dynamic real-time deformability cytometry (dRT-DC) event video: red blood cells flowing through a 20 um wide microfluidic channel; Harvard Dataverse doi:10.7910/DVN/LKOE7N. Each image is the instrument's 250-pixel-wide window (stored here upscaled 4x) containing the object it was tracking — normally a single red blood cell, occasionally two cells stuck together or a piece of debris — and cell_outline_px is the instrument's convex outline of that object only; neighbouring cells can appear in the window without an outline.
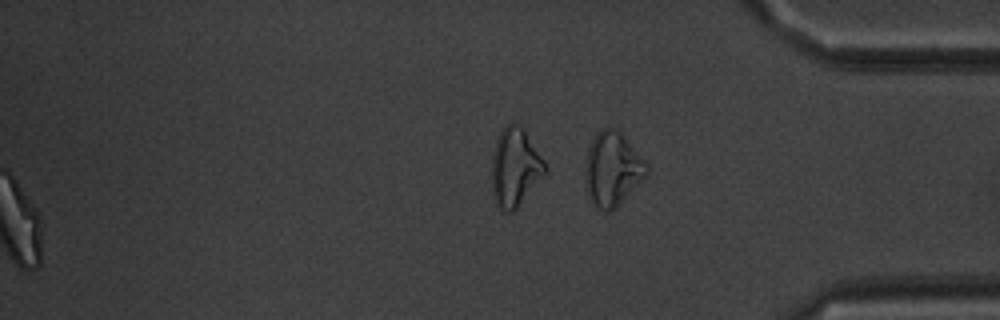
{"species": "common noctule bat (a hibernating species)", "species_latin": "Nyctalus noctula", "temperature_condition": "warm", "stored_images_in_passage": 59, "segment_of_instrument_passage": [2, 2], "camera_frame_rate_fps": 3000, "um_per_image_px": 0.085, "animal": {"sex": "male", "body_mass_g": 20.1, "forearm_length_mm": 53.5}, "frame": {"image": 1, "passage_image": 59, "time_ms": 19.333, "image_size_px": [1000, 320], "cell_outline_px": [[648, 176], [608, 212], [604, 212], [596, 208], [592, 204], [588, 196], [584, 180], [584, 176], [588, 148], [596, 132], [600, 128], [608, 124], [616, 128], [620, 132], [648, 164]], "centroid_in_image_um": [52.03, 14.33], "position_along_channel_um": 383.2, "area_um2": 26.7}}